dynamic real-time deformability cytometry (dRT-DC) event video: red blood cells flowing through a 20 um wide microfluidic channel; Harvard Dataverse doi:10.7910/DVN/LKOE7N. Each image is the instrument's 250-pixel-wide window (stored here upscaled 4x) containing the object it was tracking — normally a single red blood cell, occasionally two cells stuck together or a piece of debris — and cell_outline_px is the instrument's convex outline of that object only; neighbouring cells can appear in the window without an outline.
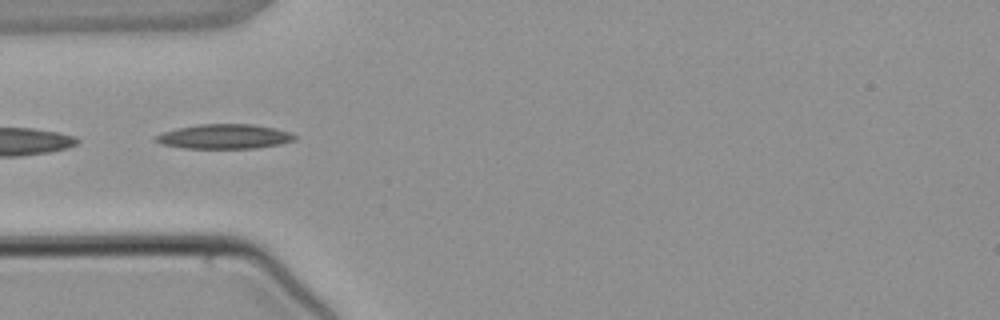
{"species": "common noctule bat (a hibernating species)", "species_latin": "Nyctalus noctula", "temperature_condition": "warm", "stored_images_in_passage": 4, "camera_frame_rate_fps": 3000, "um_per_image_px": 0.085, "animal": {"sex": "male", "body_mass_g": 21.5, "forearm_length_mm": 52.0}, "frame": {"image": 1, "passage_image": 4, "time_ms": 3.333, "image_size_px": [1000, 320], "cell_outline_px": [[296, 140], [280, 144], [256, 148], [184, 148], [160, 144], [152, 140], [156, 136], [164, 132], [176, 128], [200, 124], [252, 124], [276, 128], [288, 132], [296, 136]], "centroid_in_image_um": [19.06, 11.6], "position_along_channel_um": 65.9, "area_um2": 19.94}}